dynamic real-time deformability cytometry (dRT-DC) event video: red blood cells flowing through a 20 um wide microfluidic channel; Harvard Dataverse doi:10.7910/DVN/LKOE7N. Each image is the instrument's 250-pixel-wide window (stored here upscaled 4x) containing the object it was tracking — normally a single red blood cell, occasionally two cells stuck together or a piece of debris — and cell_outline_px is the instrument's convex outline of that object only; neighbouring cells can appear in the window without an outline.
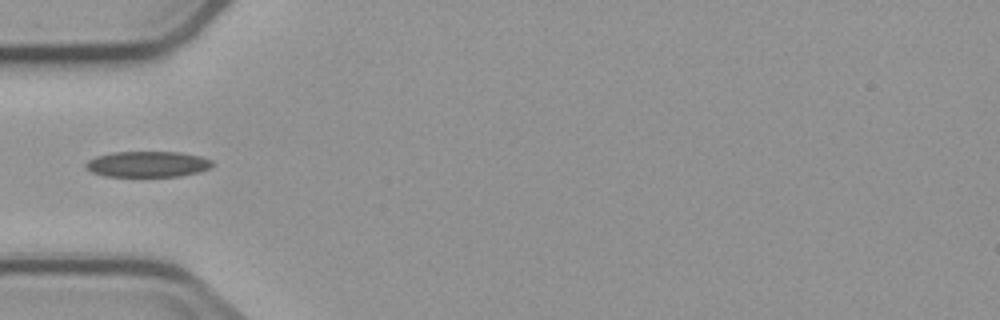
{"species": "common noctule bat (a hibernating species)", "species_latin": "Nyctalus noctula", "temperature_condition": "cold", "stored_images_in_passage": 10, "camera_frame_rate_fps": 3000, "um_per_image_px": 0.085, "animal": {"sex": "male", "body_mass_g": 23.1, "forearm_length_mm": 52.7}, "frame": {"image": 1, "passage_image": 5, "time_ms": 6.0, "image_size_px": [1000, 320], "cell_outline_px": [[212, 168], [200, 172], [180, 176], [104, 176], [92, 172], [84, 168], [84, 164], [88, 160], [96, 156], [112, 152], [180, 152], [200, 156], [212, 160]], "centroid_in_image_um": [12.54, 13.95], "position_along_channel_um": 72.5, "area_um2": 19.19}}
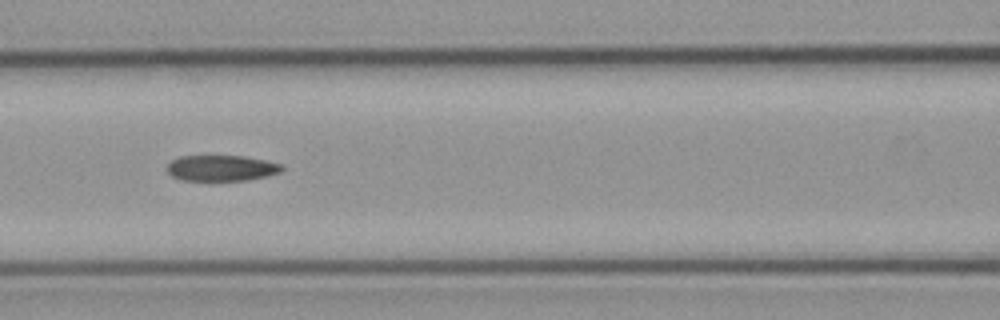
{"frame": {"image": 2, "passage_image": 7, "time_ms": 8.0, "image_size_px": [1000, 320], "cell_outline_px": [[284, 168], [280, 172], [268, 176], [248, 180], [180, 180], [172, 176], [168, 172], [168, 164], [172, 160], [180, 156], [244, 156], [264, 160], [280, 164]], "centroid_in_image_um": [18.82, 14.29], "position_along_channel_um": 147.8, "area_um2": 17.17}}
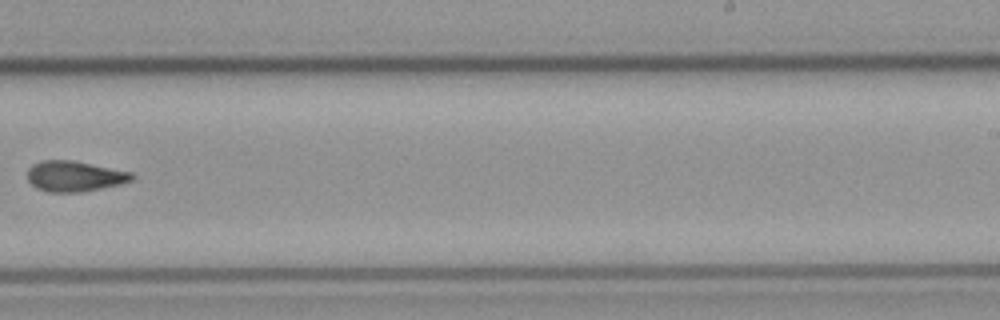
{"frame": {"image": 3, "passage_image": 10, "time_ms": 11.667, "image_size_px": [1000, 320], "cell_outline_px": [[136, 176], [132, 180], [120, 184], [80, 192], [48, 192], [36, 188], [28, 180], [28, 168], [32, 164], [40, 160], [72, 160], [132, 172]], "centroid_in_image_um": [6.32, 14.97], "position_along_channel_um": 282.7, "area_um2": 18.61}}